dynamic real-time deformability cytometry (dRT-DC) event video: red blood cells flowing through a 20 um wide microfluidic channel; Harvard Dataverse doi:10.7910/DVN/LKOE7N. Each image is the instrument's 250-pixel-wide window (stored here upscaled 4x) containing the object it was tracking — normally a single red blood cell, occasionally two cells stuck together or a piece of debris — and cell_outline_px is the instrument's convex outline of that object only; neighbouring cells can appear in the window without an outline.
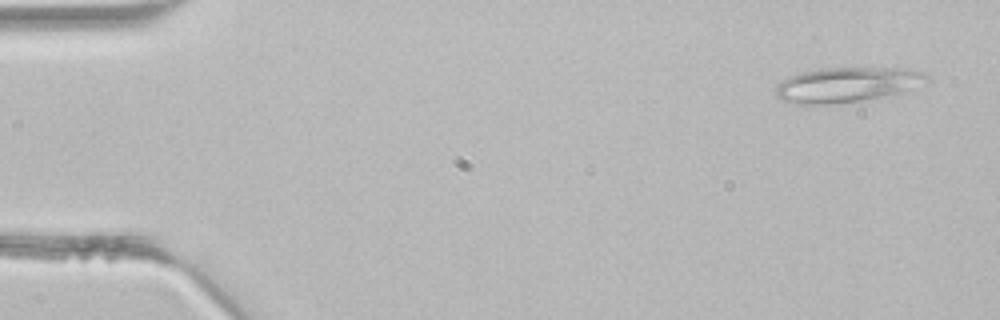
{"species": "common noctule bat (a hibernating species)", "species_latin": "Nyctalus noctula", "temperature_condition": "room temperature", "stored_images_in_passage": 4, "camera_frame_rate_fps": 3000, "um_per_image_px": 0.085, "animal": {"sex": "male", "body_mass_g": 21.5, "forearm_length_mm": 52.0}, "frame": {"image": 1, "passage_image": 1, "time_ms": 0.0, "image_size_px": [1000, 320], "cell_outline_px": [[928, 80], [900, 92], [884, 96], [860, 100], [828, 104], [796, 104], [780, 100], [776, 96], [776, 84], [788, 76], [800, 72], [820, 68], [908, 68], [924, 72], [928, 76]], "centroid_in_image_um": [71.91, 7.19], "position_along_channel_um": 13.1, "area_um2": 30.58}}
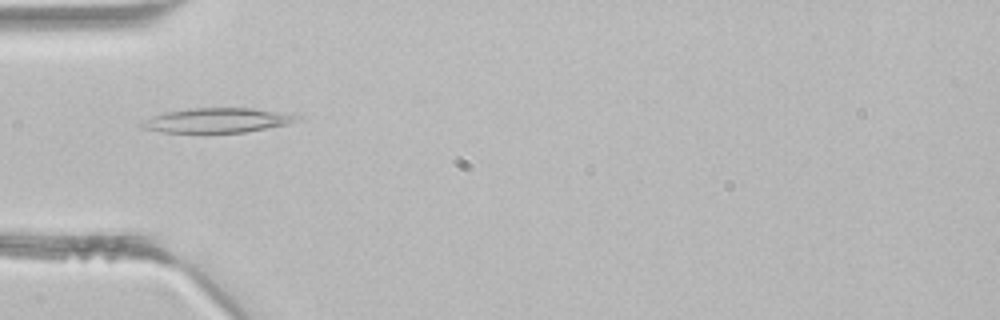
{"frame": {"image": 2, "passage_image": 4, "time_ms": 1.0, "image_size_px": [1000, 320], "cell_outline_px": [[300, 116], [296, 120], [288, 124], [244, 132], [160, 132], [140, 128], [140, 124], [152, 116], [164, 112], [188, 108], [252, 108]], "centroid_in_image_um": [18.38, 10.22], "position_along_channel_um": 66.6, "area_um2": 21.91}}